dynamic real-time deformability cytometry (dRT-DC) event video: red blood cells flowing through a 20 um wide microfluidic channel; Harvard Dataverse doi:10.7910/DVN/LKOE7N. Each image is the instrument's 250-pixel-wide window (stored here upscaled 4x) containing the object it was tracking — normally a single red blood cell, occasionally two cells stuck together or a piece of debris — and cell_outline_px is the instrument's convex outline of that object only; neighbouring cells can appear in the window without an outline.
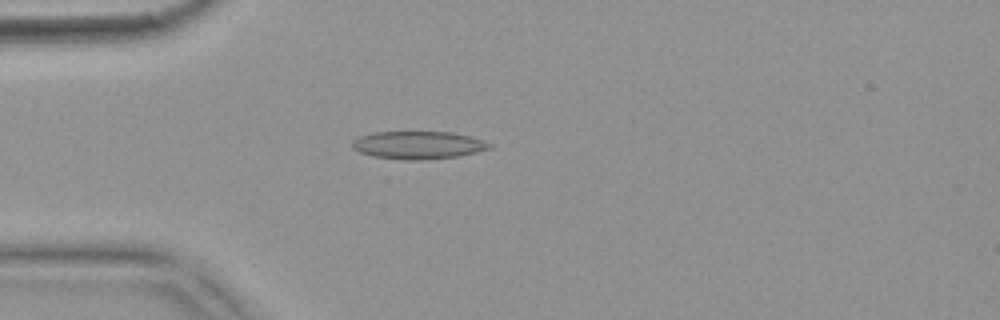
{"species": "common noctule bat (a hibernating species)", "species_latin": "Nyctalus noctula", "temperature_condition": "warm", "stored_images_in_passage": 5, "camera_frame_rate_fps": 3000, "um_per_image_px": 0.085, "animal": {"sex": "female", "body_mass_g": 18.4}, "frame": {"image": 1, "passage_image": 5, "time_ms": 1.333, "image_size_px": [1000, 320], "cell_outline_px": [[492, 148], [460, 156], [428, 160], [404, 160], [372, 156], [360, 152], [352, 148], [352, 140], [360, 136], [376, 132], [452, 132], [468, 136], [492, 144]], "centroid_in_image_um": [35.53, 12.34], "position_along_channel_um": 49.5, "area_um2": 22.25}}